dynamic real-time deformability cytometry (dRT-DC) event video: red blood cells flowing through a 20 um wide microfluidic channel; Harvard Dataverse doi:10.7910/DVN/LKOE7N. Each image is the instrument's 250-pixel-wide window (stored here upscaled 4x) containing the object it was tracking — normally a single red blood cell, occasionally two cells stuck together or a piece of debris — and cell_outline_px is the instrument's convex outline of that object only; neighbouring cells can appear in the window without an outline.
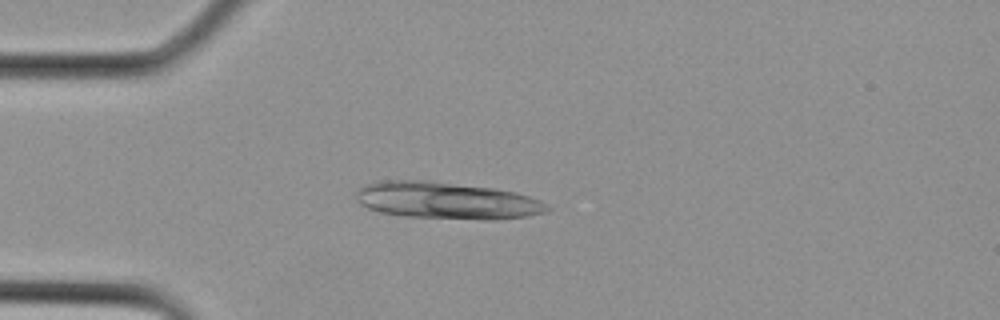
{"species": "Egyptian fruit bat (a non-hibernating species)", "species_latin": "Rousettus aegyptiacus", "temperature_condition": "cold", "stored_images_in_passage": 7, "camera_frame_rate_fps": 3000, "um_per_image_px": 0.085, "animal": {"sex": "female"}, "frame": {"image": 1, "passage_image": 6, "time_ms": 1.667, "image_size_px": [1000, 320], "cell_outline_px": [[552, 208], [548, 212], [528, 216], [496, 220], [484, 220], [404, 216], [380, 212], [368, 208], [360, 204], [356, 200], [356, 192], [360, 188], [368, 184], [384, 180], [428, 180], [496, 188], [528, 196], [540, 200]], "centroid_in_image_um": [38.0, 17.05], "position_along_channel_um": 47.0, "area_um2": 41.38}}